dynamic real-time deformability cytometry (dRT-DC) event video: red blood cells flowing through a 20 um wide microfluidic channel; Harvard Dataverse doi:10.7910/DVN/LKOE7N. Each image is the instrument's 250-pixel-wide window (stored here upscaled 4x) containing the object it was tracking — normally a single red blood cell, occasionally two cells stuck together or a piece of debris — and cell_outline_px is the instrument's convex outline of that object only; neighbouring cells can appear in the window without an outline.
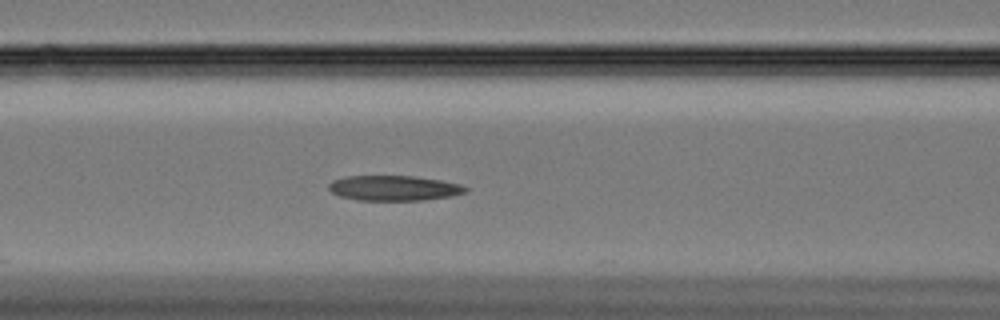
{"species": "Egyptian fruit bat (a non-hibernating species)", "species_latin": "Rousettus aegyptiacus", "temperature_condition": "cold", "stored_images_in_passage": 41, "camera_frame_rate_fps": 3000, "um_per_image_px": 0.085, "animal": {"sex": "female"}, "frame": {"image": 1, "passage_image": 6, "time_ms": 1.667, "image_size_px": [1000, 320], "cell_outline_px": [[468, 192], [452, 196], [424, 200], [360, 200], [340, 196], [332, 192], [328, 188], [328, 184], [332, 180], [344, 176], [416, 176], [440, 180], [460, 184], [468, 188]], "centroid_in_image_um": [33.5, 15.98], "position_along_channel_um": 133.1, "area_um2": 20.11}}
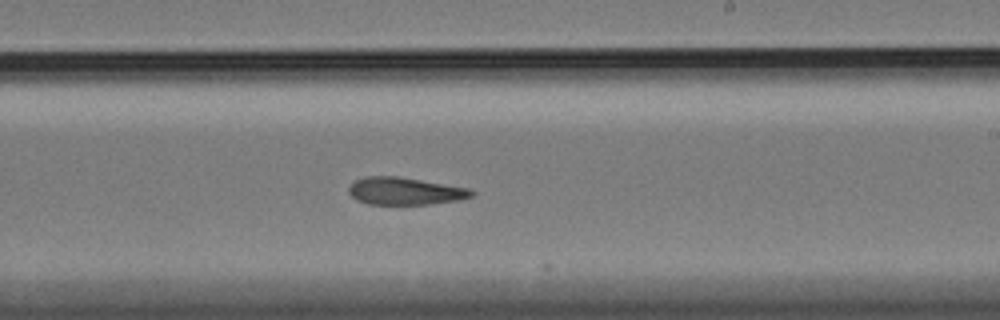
{"frame": {"image": 2, "passage_image": 17, "time_ms": 5.333, "image_size_px": [1000, 320], "cell_outline_px": [[476, 192], [472, 196], [460, 200], [428, 204], [368, 204], [356, 200], [348, 192], [348, 188], [356, 180], [364, 176], [400, 176], [472, 188]], "centroid_in_image_um": [34.46, 16.23], "position_along_channel_um": 254.5, "area_um2": 19.88}}
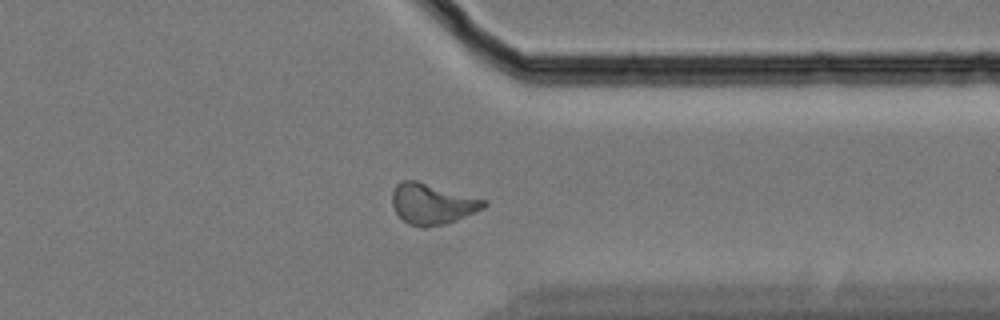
{"frame": {"image": 3, "passage_image": 28, "time_ms": 9.0, "image_size_px": [1000, 320], "cell_outline_px": [[488, 204], [484, 208], [456, 220], [444, 224], [424, 228], [420, 228], [408, 224], [396, 212], [392, 204], [392, 192], [396, 184], [400, 180], [416, 180], [488, 200]], "centroid_in_image_um": [36.74, 17.32], "position_along_channel_um": 374.7, "area_um2": 21.91}}